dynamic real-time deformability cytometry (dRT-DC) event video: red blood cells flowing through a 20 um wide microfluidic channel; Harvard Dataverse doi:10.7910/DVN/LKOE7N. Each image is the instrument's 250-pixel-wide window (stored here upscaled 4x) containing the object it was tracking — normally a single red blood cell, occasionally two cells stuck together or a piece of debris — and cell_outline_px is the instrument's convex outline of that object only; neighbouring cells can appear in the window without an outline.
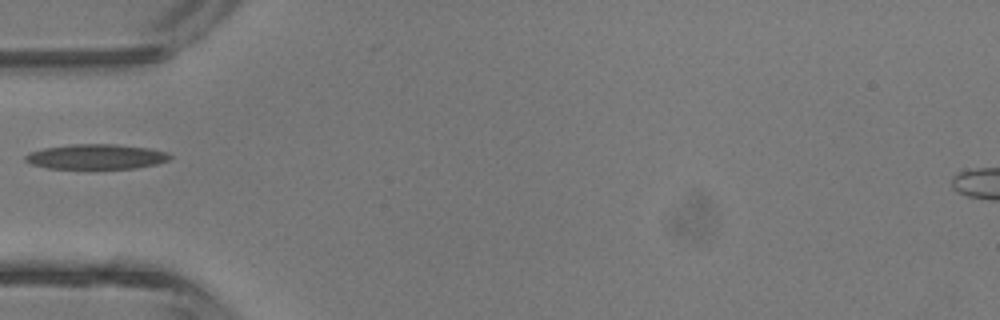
{"species": "common noctule bat (a hibernating species)", "species_latin": "Nyctalus noctula", "temperature_condition": "room temperature", "stored_images_in_passage": 2, "camera_frame_rate_fps": 3000, "um_per_image_px": 0.085, "animal": {"sex": "male", "body_mass_g": 13.3}, "frame": {"image": 1, "passage_image": 2, "time_ms": 1.333, "image_size_px": [1000, 320], "cell_outline_px": [[172, 156], [168, 160], [156, 164], [136, 168], [48, 168], [32, 164], [24, 160], [24, 156], [28, 152], [44, 148], [72, 144], [116, 144], [148, 148], [168, 152]], "centroid_in_image_um": [8.17, 13.31], "position_along_channel_um": 76.8, "area_um2": 20.98}}